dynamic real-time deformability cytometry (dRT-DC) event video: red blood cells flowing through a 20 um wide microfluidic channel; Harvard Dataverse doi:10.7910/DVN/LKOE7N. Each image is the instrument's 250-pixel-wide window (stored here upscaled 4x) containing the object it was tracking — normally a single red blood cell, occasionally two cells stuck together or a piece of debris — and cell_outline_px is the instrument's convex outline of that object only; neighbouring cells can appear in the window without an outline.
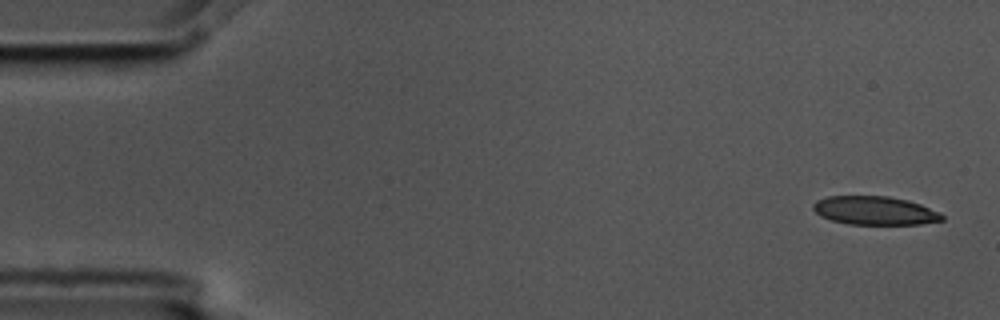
{"species": "common noctule bat (a hibernating species)", "species_latin": "Nyctalus noctula", "temperature_condition": "cold", "stored_images_in_passage": 5, "camera_frame_rate_fps": 3000, "um_per_image_px": 0.085, "animal": {"sex": "male", "body_mass_g": 17.5, "forearm_length_mm": 52.3}, "frame": {"image": 1, "passage_image": 1, "time_ms": 0.0, "image_size_px": [1000, 320], "cell_outline_px": [[944, 220], [920, 224], [848, 224], [832, 220], [820, 216], [812, 208], [812, 204], [816, 200], [828, 196], [888, 196], [908, 200], [920, 204], [940, 212], [944, 216]], "centroid_in_image_um": [74.35, 17.89], "position_along_channel_um": 10.6, "area_um2": 21.5}}